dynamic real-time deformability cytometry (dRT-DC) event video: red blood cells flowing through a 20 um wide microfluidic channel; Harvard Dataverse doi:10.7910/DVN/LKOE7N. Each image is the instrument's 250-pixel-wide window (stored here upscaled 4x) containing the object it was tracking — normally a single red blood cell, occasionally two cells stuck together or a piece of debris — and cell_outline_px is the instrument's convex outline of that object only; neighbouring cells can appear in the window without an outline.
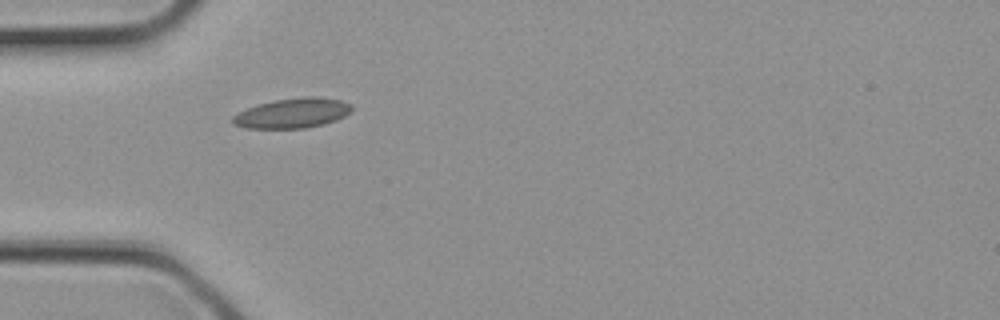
{"species": "common noctule bat (a hibernating species)", "species_latin": "Nyctalus noctula", "temperature_condition": "cold", "stored_images_in_passage": 1, "camera_frame_rate_fps": 3000, "um_per_image_px": 0.085, "animal": {"sex": "female", "body_mass_g": 21.9}, "frame": {"image": 1, "passage_image": 1, "time_ms": 0.0, "image_size_px": [1000, 320], "cell_outline_px": [[352, 112], [336, 120], [324, 124], [304, 128], [244, 128], [232, 124], [232, 116], [248, 108], [260, 104], [276, 100], [304, 96], [316, 96], [340, 100], [352, 104]], "centroid_in_image_um": [24.89, 9.62], "position_along_channel_um": 60.1, "area_um2": 20.69}}